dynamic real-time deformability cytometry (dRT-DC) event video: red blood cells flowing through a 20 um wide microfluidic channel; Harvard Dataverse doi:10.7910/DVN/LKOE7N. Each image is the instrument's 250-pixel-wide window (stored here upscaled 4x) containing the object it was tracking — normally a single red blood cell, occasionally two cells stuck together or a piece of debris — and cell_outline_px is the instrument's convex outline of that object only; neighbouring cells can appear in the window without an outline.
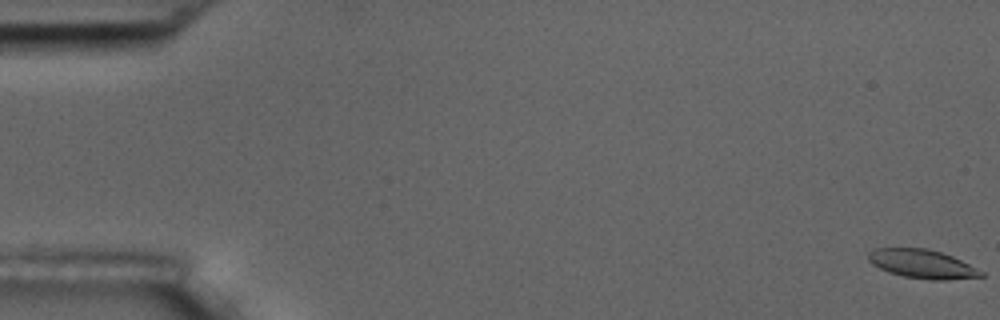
{"species": "common noctule bat (a hibernating species)", "species_latin": "Nyctalus noctula", "temperature_condition": "room temperature", "stored_images_in_passage": 10, "camera_frame_rate_fps": 3000, "um_per_image_px": 0.085, "animal": {"sex": "male", "body_mass_g": 17.5, "forearm_length_mm": 52.3}, "frame": {"image": 1, "passage_image": 1, "time_ms": 0.0, "image_size_px": [1000, 320], "cell_outline_px": [[984, 276], [948, 280], [932, 280], [904, 276], [888, 272], [872, 264], [868, 260], [868, 252], [876, 248], [928, 248], [952, 256], [984, 272]], "centroid_in_image_um": [78.37, 22.43], "position_along_channel_um": 6.6, "area_um2": 18.79}}
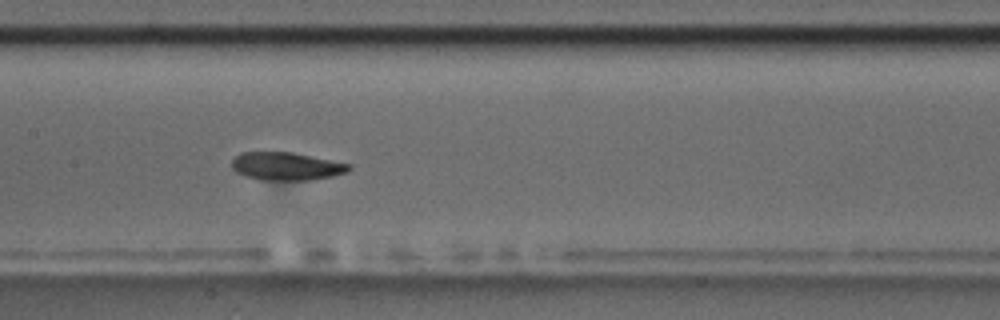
{"frame": {"image": 2, "passage_image": 9, "time_ms": 9.333, "image_size_px": [1000, 320], "cell_outline_px": [[352, 168], [348, 172], [332, 176], [308, 180], [260, 180], [244, 176], [236, 172], [232, 168], [232, 160], [240, 152], [292, 152], [352, 164]], "centroid_in_image_um": [24.34, 14.13], "position_along_channel_um": 183.1, "area_um2": 19.25}}
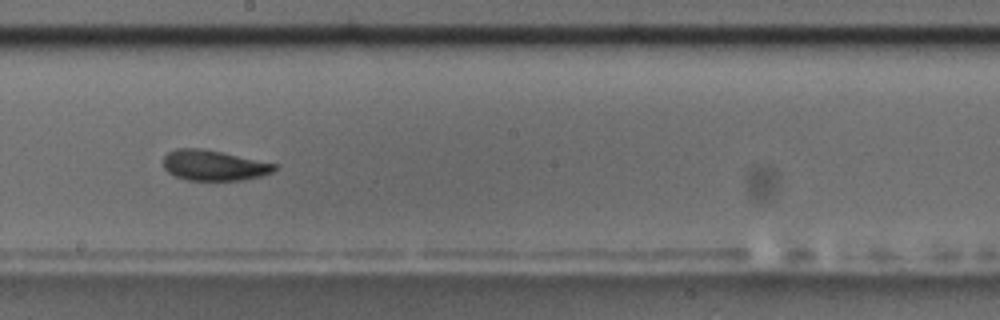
{"frame": {"image": 3, "passage_image": 10, "time_ms": 10.667, "image_size_px": [1000, 320], "cell_outline_px": [[276, 168], [272, 172], [260, 176], [240, 180], [188, 180], [176, 176], [168, 172], [164, 168], [164, 156], [168, 152], [176, 148], [204, 148], [276, 164]], "centroid_in_image_um": [18.14, 14.04], "position_along_channel_um": 230.1, "area_um2": 19.54}}